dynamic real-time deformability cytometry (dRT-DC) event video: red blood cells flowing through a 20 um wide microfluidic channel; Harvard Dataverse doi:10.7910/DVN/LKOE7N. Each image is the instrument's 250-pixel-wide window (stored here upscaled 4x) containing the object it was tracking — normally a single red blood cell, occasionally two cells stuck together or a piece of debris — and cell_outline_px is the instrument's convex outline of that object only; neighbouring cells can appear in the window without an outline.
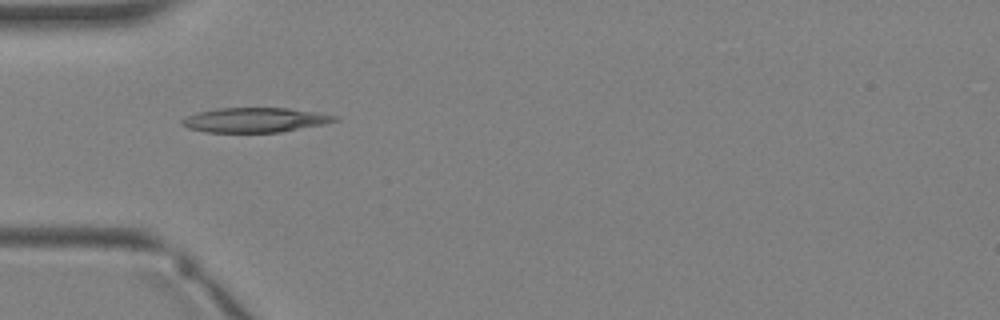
{"species": "Egyptian fruit bat (a non-hibernating species)", "species_latin": "Rousettus aegyptiacus", "temperature_condition": "warm", "stored_images_in_passage": 3, "camera_frame_rate_fps": 3000, "um_per_image_px": 0.085, "animal": {"sex": "female"}, "frame": {"image": 1, "passage_image": 3, "time_ms": 2.333, "image_size_px": [1000, 320], "cell_outline_px": [[340, 120], [324, 124], [280, 132], [204, 132], [188, 128], [180, 124], [180, 120], [196, 112], [216, 108], [288, 108], [316, 112], [336, 116]], "centroid_in_image_um": [21.64, 10.2], "position_along_channel_um": 63.4, "area_um2": 21.96}}